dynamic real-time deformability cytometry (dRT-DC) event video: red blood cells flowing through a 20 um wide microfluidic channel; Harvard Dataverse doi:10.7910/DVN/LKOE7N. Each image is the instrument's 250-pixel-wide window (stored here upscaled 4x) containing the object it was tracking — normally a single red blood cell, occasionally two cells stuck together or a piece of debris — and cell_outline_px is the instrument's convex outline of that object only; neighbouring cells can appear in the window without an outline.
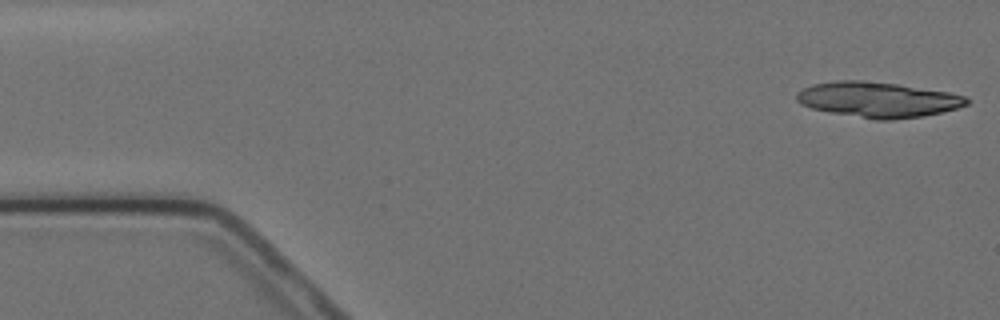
{"species": "Egyptian fruit bat (a non-hibernating species)", "species_latin": "Rousettus aegyptiacus", "temperature_condition": "cold", "stored_images_in_passage": 5, "camera_frame_rate_fps": 3000, "um_per_image_px": 0.085, "animal": {"sex": "female"}, "frame": {"image": 1, "passage_image": 1, "time_ms": 0.0, "image_size_px": [1000, 320], "cell_outline_px": [[972, 100], [968, 104], [956, 108], [924, 116], [892, 120], [876, 120], [828, 112], [812, 108], [800, 104], [796, 100], [796, 92], [812, 84], [836, 80], [864, 80], [896, 84], [948, 92], [964, 96]], "centroid_in_image_um": [74.59, 8.47], "position_along_channel_um": 10.4, "area_um2": 35.14}}